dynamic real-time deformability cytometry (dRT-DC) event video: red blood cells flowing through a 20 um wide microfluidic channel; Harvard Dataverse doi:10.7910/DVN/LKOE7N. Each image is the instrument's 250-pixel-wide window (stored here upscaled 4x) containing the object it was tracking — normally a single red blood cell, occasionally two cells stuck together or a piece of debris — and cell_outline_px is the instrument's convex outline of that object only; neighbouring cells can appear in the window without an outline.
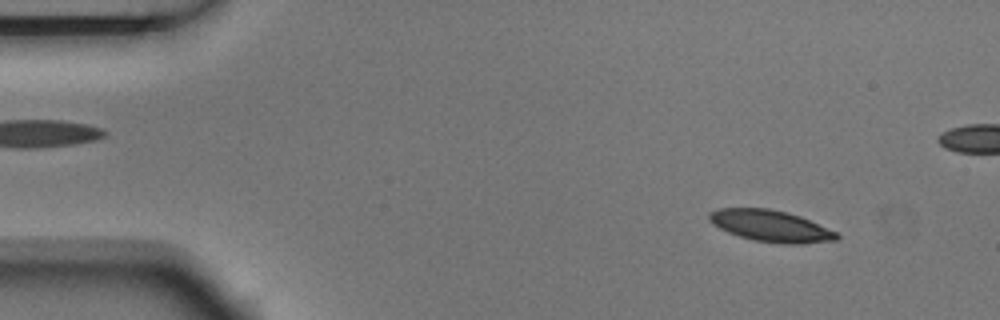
{"species": "Egyptian fruit bat (a non-hibernating species)", "species_latin": "Rousettus aegyptiacus", "temperature_condition": "room temperature", "stored_images_in_passage": 4, "camera_frame_rate_fps": 3000, "um_per_image_px": 0.085, "animal": {"sex": "male"}, "frame": {"image": 1, "passage_image": 1, "time_ms": 0.0, "image_size_px": [1000, 320], "cell_outline_px": [[840, 236], [836, 240], [804, 244], [784, 244], [752, 240], [728, 232], [712, 224], [708, 220], [708, 212], [716, 208], [768, 208], [788, 212], [800, 216], [836, 232]], "centroid_in_image_um": [65.48, 19.2], "position_along_channel_um": 19.5, "area_um2": 23.52}}